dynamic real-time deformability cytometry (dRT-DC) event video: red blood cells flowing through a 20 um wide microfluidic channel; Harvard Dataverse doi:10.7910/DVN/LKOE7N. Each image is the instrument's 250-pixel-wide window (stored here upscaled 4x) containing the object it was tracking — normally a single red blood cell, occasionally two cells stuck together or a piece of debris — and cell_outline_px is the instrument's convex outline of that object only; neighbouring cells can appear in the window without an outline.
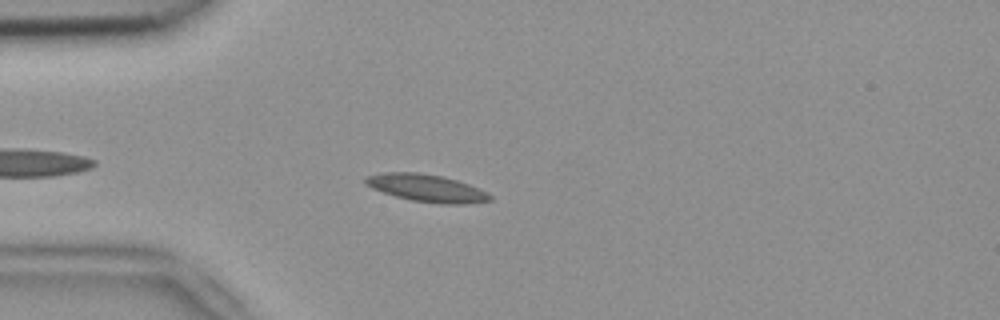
{"species": "common noctule bat (a hibernating species)", "species_latin": "Nyctalus noctula", "temperature_condition": "room temperature", "stored_images_in_passage": 34, "camera_frame_rate_fps": 3000, "um_per_image_px": 0.085, "animal": {"sex": "female", "body_mass_g": 18.4}, "frame": {"image": 1, "passage_image": 7, "time_ms": 2.0, "image_size_px": [1000, 320], "cell_outline_px": [[492, 200], [464, 204], [440, 204], [412, 200], [396, 196], [372, 188], [364, 184], [364, 176], [380, 172], [416, 172], [444, 176], [480, 188], [488, 192], [492, 196]], "centroid_in_image_um": [36.25, 15.97], "position_along_channel_um": 48.7, "area_um2": 20.06}}
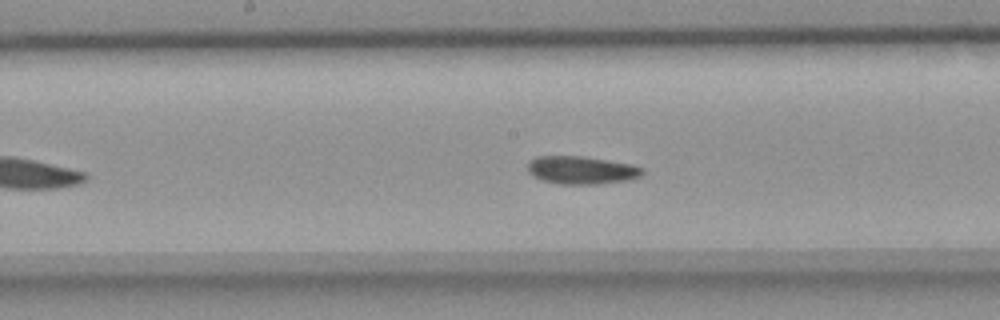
{"frame": {"image": 2, "passage_image": 20, "time_ms": 6.333, "image_size_px": [1000, 320], "cell_outline_px": [[644, 172], [640, 176], [628, 180], [596, 184], [560, 184], [540, 180], [532, 176], [528, 172], [528, 164], [536, 156], [584, 156], [632, 164], [644, 168]], "centroid_in_image_um": [49.42, 14.46], "position_along_channel_um": 198.8, "area_um2": 18.79}}
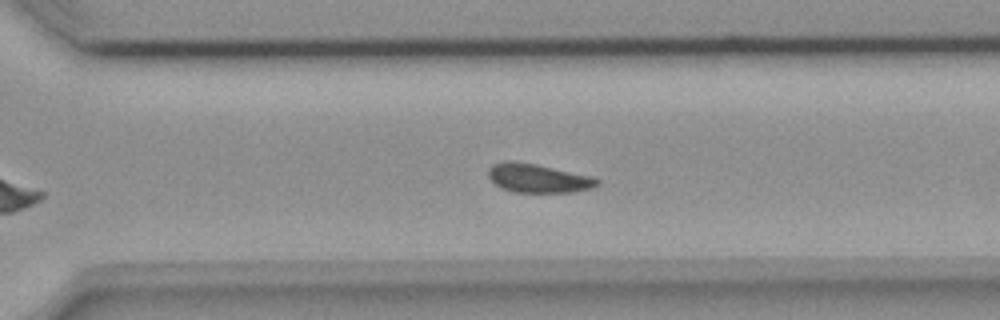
{"frame": {"image": 3, "passage_image": 30, "time_ms": 9.667, "image_size_px": [1000, 320], "cell_outline_px": [[600, 184], [592, 188], [572, 192], [512, 192], [496, 184], [488, 176], [488, 168], [492, 164], [508, 160], [516, 160], [536, 164], [592, 176], [600, 180]], "centroid_in_image_um": [45.74, 15.13], "position_along_channel_um": 324.9, "area_um2": 18.32}, "authors_computed_cell_mechanics": {"area_um2": 18.785, "velocity_mm_per_s": 3.7787, "shape_relaxation_time_tau1_ms": null, "shape_relaxation_time_tau2_ms": 4.4118, "deformation_change_tau1": null, "deformation_change_tau2": 0.09}}